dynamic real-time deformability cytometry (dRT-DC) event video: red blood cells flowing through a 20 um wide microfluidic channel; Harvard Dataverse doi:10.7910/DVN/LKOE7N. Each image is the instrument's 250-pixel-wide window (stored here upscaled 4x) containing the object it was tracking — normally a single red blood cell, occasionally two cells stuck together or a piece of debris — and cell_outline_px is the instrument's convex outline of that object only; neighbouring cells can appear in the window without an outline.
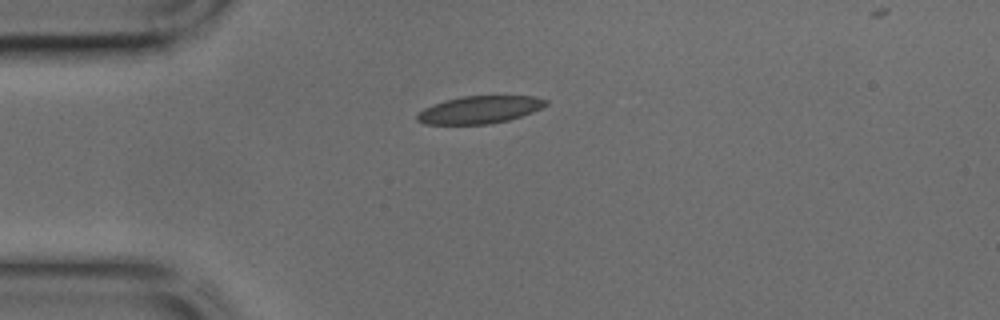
{"species": "common noctule bat (a hibernating species)", "species_latin": "Nyctalus noctula", "temperature_condition": "cold", "stored_images_in_passage": 34, "camera_frame_rate_fps": 3000, "um_per_image_px": 0.085, "animal": {"sex": "male", "body_mass_g": 17.9, "forearm_length_mm": 54.2}, "frame": {"image": 1, "passage_image": 1, "time_ms": 0.0, "image_size_px": [1000, 320], "cell_outline_px": [[548, 104], [532, 112], [508, 120], [488, 124], [424, 124], [416, 120], [416, 112], [424, 108], [444, 100], [460, 96], [536, 96], [548, 100]], "centroid_in_image_um": [40.73, 9.32], "position_along_channel_um": 44.3, "area_um2": 20.69}}
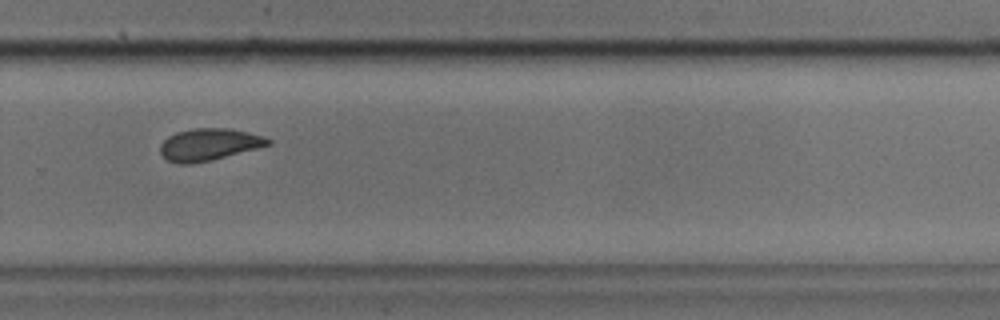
{"frame": {"image": 2, "passage_image": 20, "time_ms": 6.333, "image_size_px": [1000, 320], "cell_outline_px": [[272, 144], [212, 160], [192, 164], [180, 164], [168, 160], [160, 152], [160, 144], [168, 136], [176, 132], [192, 128], [228, 128], [248, 132], [264, 136], [272, 140]], "centroid_in_image_um": [17.77, 12.28], "position_along_channel_um": 312.0, "area_um2": 20.17}}
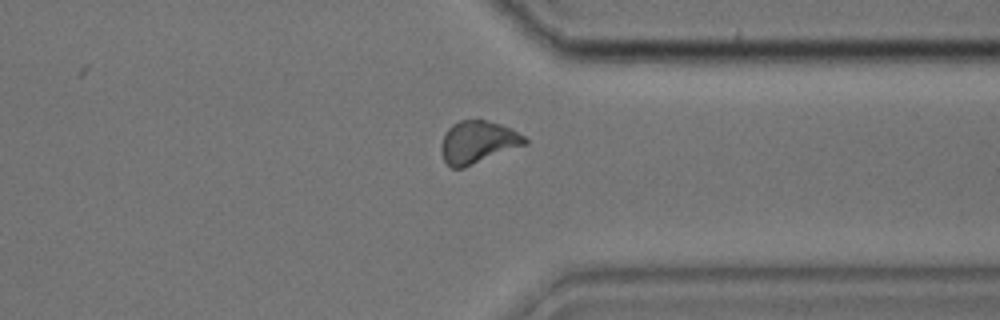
{"frame": {"image": 3, "passage_image": 24, "time_ms": 7.667, "image_size_px": [1000, 320], "cell_outline_px": [[528, 144], [464, 168], [452, 168], [444, 160], [440, 148], [444, 132], [452, 124], [460, 120], [484, 120], [500, 124], [512, 128], [524, 136], [528, 140]], "centroid_in_image_um": [40.62, 12.08], "position_along_channel_um": 370.8, "area_um2": 20.87}}